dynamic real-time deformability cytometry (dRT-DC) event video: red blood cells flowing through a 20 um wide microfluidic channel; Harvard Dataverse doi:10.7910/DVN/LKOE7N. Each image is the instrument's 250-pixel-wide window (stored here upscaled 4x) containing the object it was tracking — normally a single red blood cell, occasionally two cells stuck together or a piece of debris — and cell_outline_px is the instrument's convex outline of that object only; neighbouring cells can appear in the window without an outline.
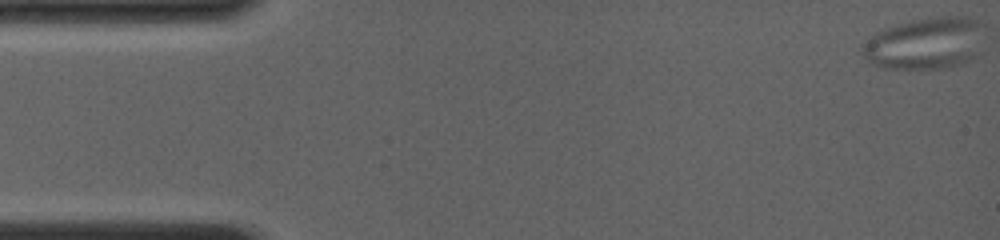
{"species": "common noctule bat (a hibernating species)", "species_latin": "Nyctalus noctula", "temperature_condition": "room temperature", "stored_images_in_passage": 38, "camera_frame_rate_fps": 4000, "um_per_image_px": 0.085, "animal": {"sex": "female", "body_mass_g": 19.0, "forearm_length_mm": 56.7}, "frame": {"image": 1, "passage_image": 1, "time_ms": 0.0, "image_size_px": [1000, 240], "cell_outline_px": [[976, 24], [964, 60], [952, 64], [932, 68], [888, 68], [872, 64], [860, 52], [860, 44], [876, 32], [912, 20], [928, 16], [968, 16], [976, 20]], "centroid_in_image_um": [78.28, 3.65], "position_along_channel_um": 6.7, "area_um2": 33.93}}
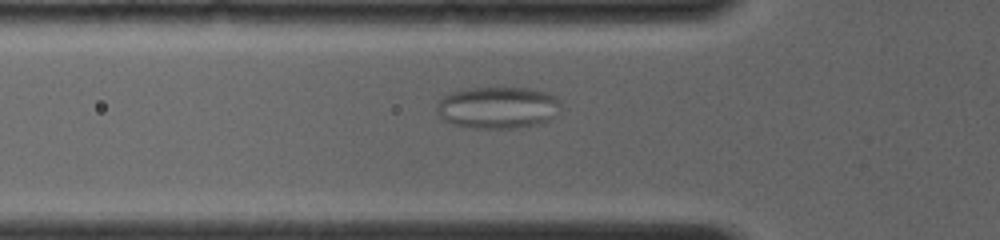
{"frame": {"image": 2, "passage_image": 27, "time_ms": 5.75, "image_size_px": [1000, 240], "cell_outline_px": [[560, 112], [548, 120], [540, 124], [516, 128], [476, 128], [452, 124], [444, 120], [436, 112], [436, 104], [444, 96], [452, 92], [468, 88], [528, 88], [548, 92], [556, 96], [560, 100]], "centroid_in_image_um": [42.34, 9.14], "position_along_channel_um": 83.5, "area_um2": 30.52}}
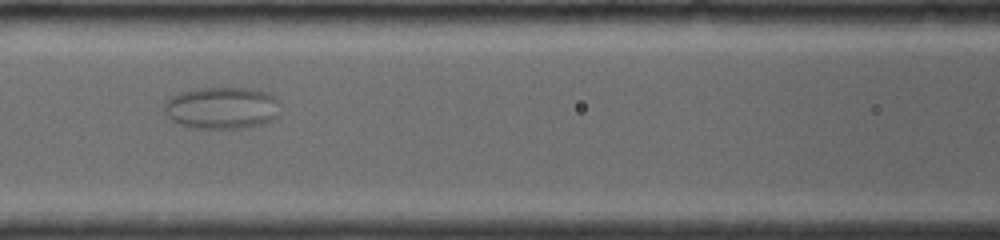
{"frame": {"image": 3, "passage_image": 32, "time_ms": 7.5, "image_size_px": [1000, 240], "cell_outline_px": [[276, 116], [272, 120], [248, 128], [188, 128], [172, 120], [168, 116], [164, 108], [164, 104], [172, 96], [180, 92], [200, 88], [252, 88], [264, 92], [272, 96], [276, 100]], "centroid_in_image_um": [18.81, 9.18], "position_along_channel_um": 147.8, "area_um2": 28.03}}